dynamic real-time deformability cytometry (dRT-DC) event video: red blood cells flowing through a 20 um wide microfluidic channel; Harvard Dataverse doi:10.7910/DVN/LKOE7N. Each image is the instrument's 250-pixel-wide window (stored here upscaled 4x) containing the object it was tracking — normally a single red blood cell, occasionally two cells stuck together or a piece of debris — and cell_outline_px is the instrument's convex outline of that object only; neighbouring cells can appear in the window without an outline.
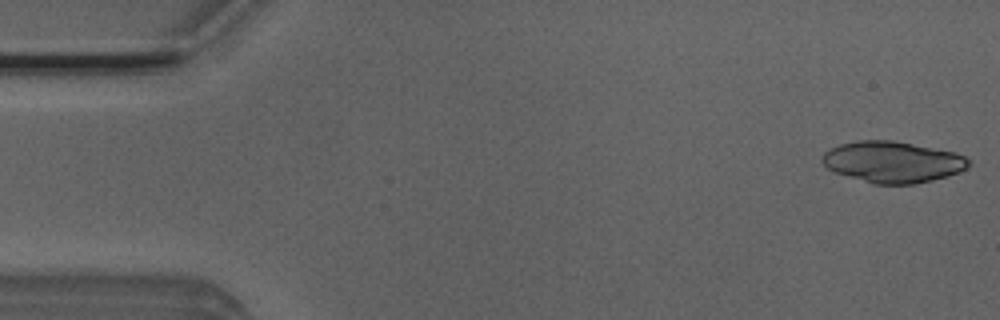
{"species": "Egyptian fruit bat (a non-hibernating species)", "species_latin": "Rousettus aegyptiacus", "temperature_condition": "room temperature", "stored_images_in_passage": 50, "camera_frame_rate_fps": 3000, "um_per_image_px": 0.085, "animal": {"sex": "male"}, "frame": {"image": 1, "passage_image": 1, "time_ms": 0.0, "image_size_px": [1000, 320], "cell_outline_px": [[972, 164], [960, 172], [948, 176], [916, 184], [876, 184], [836, 172], [828, 168], [820, 160], [824, 152], [840, 144], [856, 140], [892, 140], [956, 152], [964, 156]], "centroid_in_image_um": [75.9, 13.76], "position_along_channel_um": 9.1, "area_um2": 35.08}}
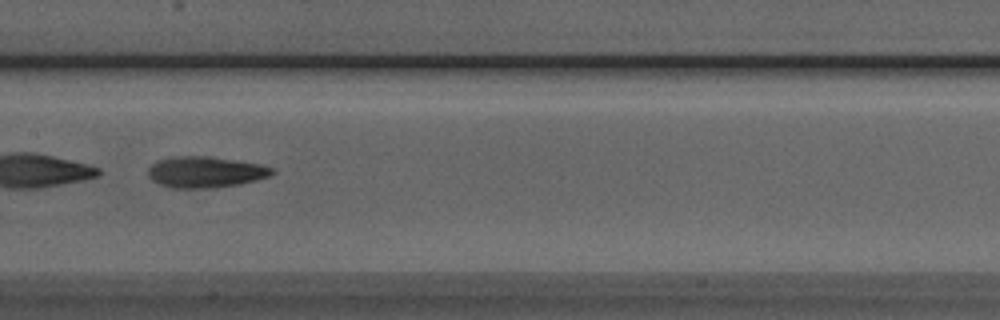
{"frame": {"image": 2, "passage_image": 25, "time_ms": 8.0, "image_size_px": [1000, 320], "cell_outline_px": [[276, 172], [268, 176], [256, 180], [236, 184], [212, 188], [172, 188], [160, 184], [152, 180], [148, 176], [148, 168], [152, 164], [160, 160], [172, 156], [212, 156], [260, 164], [272, 168]], "centroid_in_image_um": [17.44, 14.61], "position_along_channel_um": 190.0, "area_um2": 22.43}}